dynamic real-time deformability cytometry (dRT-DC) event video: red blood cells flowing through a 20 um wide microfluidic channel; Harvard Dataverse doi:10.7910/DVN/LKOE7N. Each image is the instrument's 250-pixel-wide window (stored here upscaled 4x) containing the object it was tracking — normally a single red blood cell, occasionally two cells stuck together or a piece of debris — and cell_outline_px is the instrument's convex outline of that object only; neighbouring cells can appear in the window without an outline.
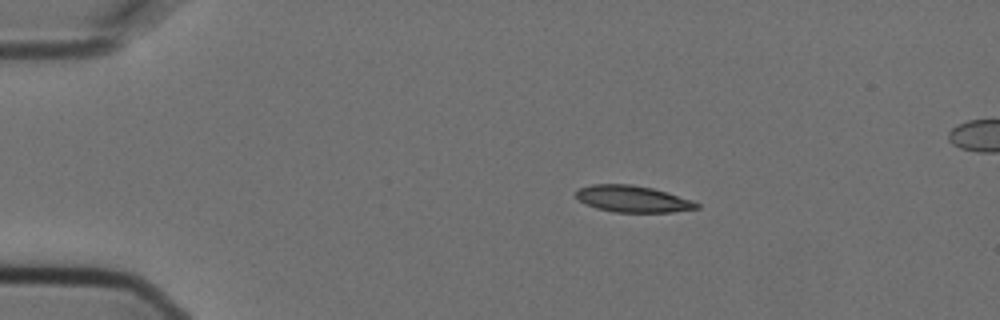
{"species": "Egyptian fruit bat (a non-hibernating species)", "species_latin": "Rousettus aegyptiacus", "temperature_condition": "cold", "stored_images_in_passage": 5, "camera_frame_rate_fps": 3000, "um_per_image_px": 0.085, "animal": {"sex": "female"}, "frame": {"image": 1, "passage_image": 2, "time_ms": 0.333, "image_size_px": [1000, 320], "cell_outline_px": [[700, 208], [672, 212], [616, 212], [596, 208], [584, 204], [576, 196], [576, 192], [580, 188], [592, 184], [632, 184], [652, 188], [668, 192], [692, 200], [700, 204]], "centroid_in_image_um": [53.8, 16.91], "position_along_channel_um": 31.2, "area_um2": 18.73}}
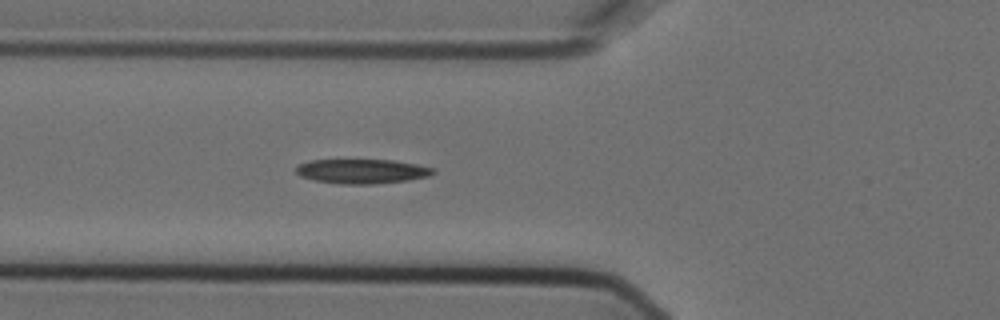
{"frame": {"image": 2, "passage_image": 5, "time_ms": 1.333, "image_size_px": [1000, 320], "cell_outline_px": [[436, 172], [428, 176], [408, 180], [372, 184], [340, 184], [316, 180], [300, 176], [296, 172], [296, 164], [312, 160], [392, 160], [416, 164], [436, 168]], "centroid_in_image_um": [30.77, 14.55], "position_along_channel_um": 95.0, "area_um2": 19.54}}